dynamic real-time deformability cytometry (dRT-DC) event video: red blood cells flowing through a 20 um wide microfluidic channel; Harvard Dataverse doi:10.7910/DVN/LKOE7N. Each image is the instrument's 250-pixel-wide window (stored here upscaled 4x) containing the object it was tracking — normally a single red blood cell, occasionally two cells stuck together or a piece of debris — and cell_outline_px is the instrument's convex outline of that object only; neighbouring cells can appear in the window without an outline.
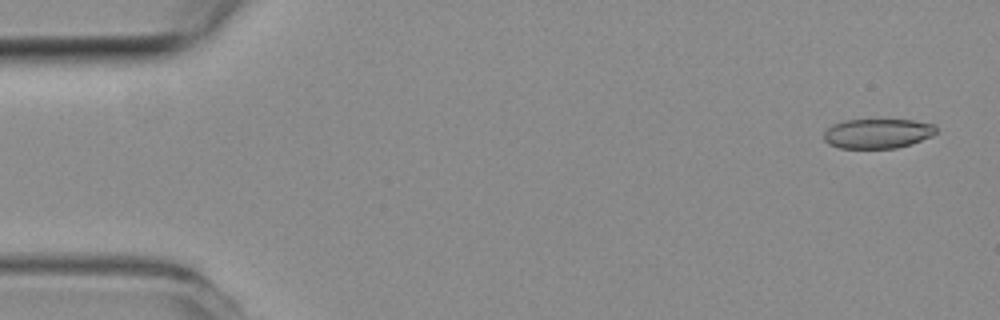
{"species": "common noctule bat (a hibernating species)", "species_latin": "Nyctalus noctula", "temperature_condition": "room temperature", "stored_images_in_passage": 51, "camera_frame_rate_fps": 3000, "um_per_image_px": 0.085, "animal": {"sex": "female", "body_mass_g": 19.3, "forearm_length_mm": 54.1}, "frame": {"image": 1, "passage_image": 2, "time_ms": 0.333, "image_size_px": [1000, 320], "cell_outline_px": [[936, 132], [932, 136], [912, 144], [896, 148], [840, 148], [828, 144], [824, 140], [824, 132], [832, 124], [844, 120], [912, 120], [936, 124]], "centroid_in_image_um": [74.6, 11.35], "position_along_channel_um": 10.4, "area_um2": 19.54}}
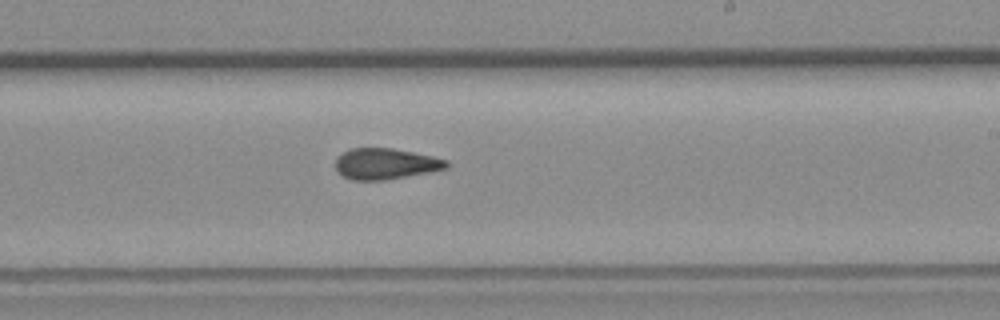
{"frame": {"image": 2, "passage_image": 30, "time_ms": 9.667, "image_size_px": [1000, 320], "cell_outline_px": [[448, 168], [432, 172], [384, 180], [352, 180], [336, 172], [336, 156], [352, 148], [392, 148], [432, 156], [448, 160]], "centroid_in_image_um": [32.77, 13.93], "position_along_channel_um": 256.2, "area_um2": 20.11}}
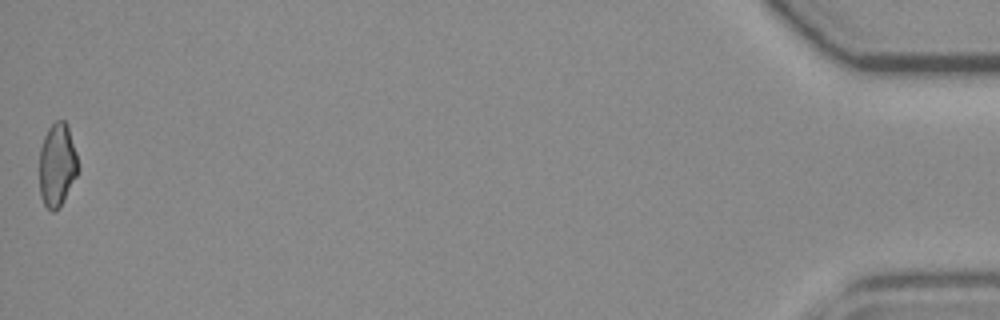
{"frame": {"image": 3, "passage_image": 51, "time_ms": 16.667, "image_size_px": [1000, 320], "cell_outline_px": [[80, 168], [60, 208], [52, 212], [44, 204], [40, 196], [40, 148], [44, 136], [48, 128], [56, 120], [64, 120], [68, 124], [76, 152]], "centroid_in_image_um": [4.87, 14.01], "position_along_channel_um": 430.3, "area_um2": 18.96}, "authors_computed_cell_mechanics": {"area_um2": 20.4034, "velocity_mm_per_s": 3.9956, "shape_relaxation_time_tau1_ms": null, "shape_relaxation_time_tau2_ms": 3.085, "deformation_change_tau1": null, "deformation_change_tau2": 0.0878}}